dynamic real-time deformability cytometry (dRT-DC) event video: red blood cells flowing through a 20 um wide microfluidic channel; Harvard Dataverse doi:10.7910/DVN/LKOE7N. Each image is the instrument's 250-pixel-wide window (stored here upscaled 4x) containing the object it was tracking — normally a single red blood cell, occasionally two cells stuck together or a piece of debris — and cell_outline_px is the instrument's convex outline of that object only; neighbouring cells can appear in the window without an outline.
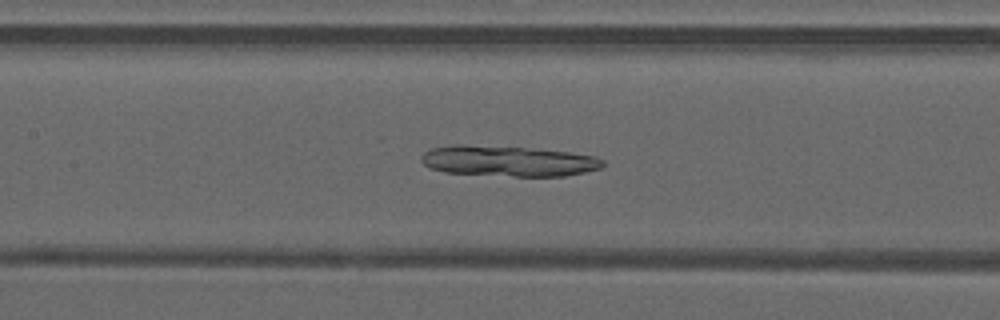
{"species": "common noctule bat (a hibernating species)", "species_latin": "Nyctalus noctula", "temperature_condition": "warm", "stored_images_in_passage": 34, "camera_frame_rate_fps": 3000, "um_per_image_px": 0.085, "animal": {"sex": "male", "forearm_length_mm": 52.5}, "frame": {"image": 1, "passage_image": 8, "time_ms": 2.333, "image_size_px": [1000, 320], "cell_outline_px": [[604, 164], [600, 168], [584, 172], [564, 176], [516, 176], [444, 172], [428, 168], [420, 160], [420, 156], [424, 152], [432, 148], [460, 144], [524, 148], [568, 152], [596, 156], [604, 160]], "centroid_in_image_um": [43.17, 13.69], "position_along_channel_um": 164.2, "area_um2": 32.14}}
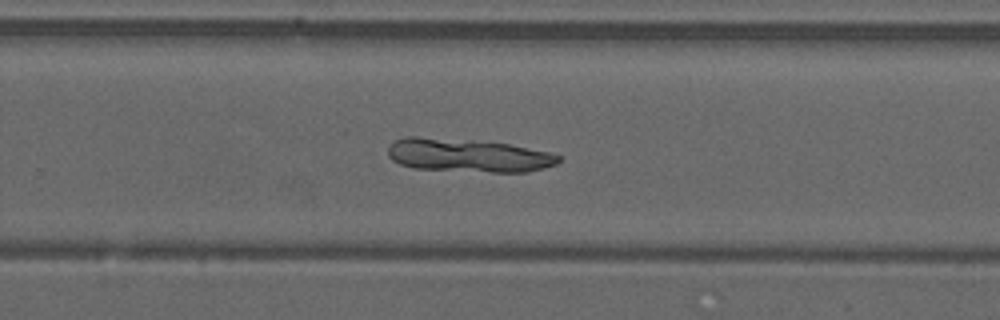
{"frame": {"image": 2, "passage_image": 17, "time_ms": 5.333, "image_size_px": [1000, 320], "cell_outline_px": [[560, 160], [556, 164], [544, 168], [528, 172], [492, 172], [412, 168], [400, 164], [392, 160], [388, 156], [388, 148], [396, 140], [408, 136], [416, 136], [472, 140], [508, 144], [548, 152], [560, 156]], "centroid_in_image_um": [39.77, 13.21], "position_along_channel_um": 290.0, "area_um2": 33.0}}
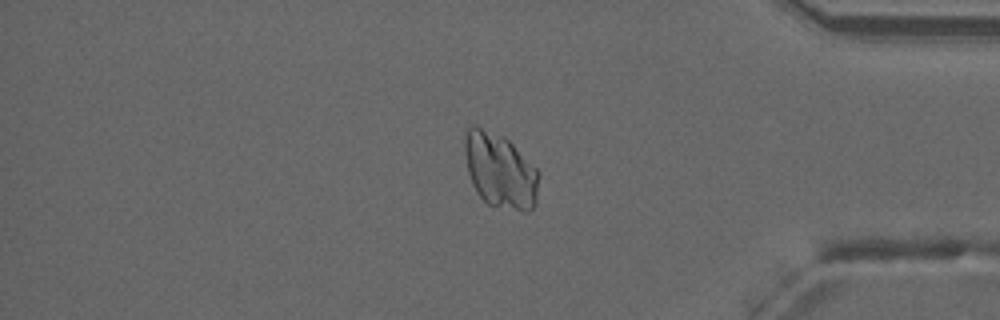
{"frame": {"image": 3, "passage_image": 26, "time_ms": 8.333, "image_size_px": [1000, 320], "cell_outline_px": [[540, 176], [536, 204], [528, 212], [524, 212], [488, 204], [476, 192], [472, 184], [468, 172], [464, 152], [464, 136], [468, 128], [472, 124], [476, 124], [504, 136], [540, 172]], "centroid_in_image_um": [42.5, 14.49], "position_along_channel_um": 392.7, "area_um2": 32.77}}